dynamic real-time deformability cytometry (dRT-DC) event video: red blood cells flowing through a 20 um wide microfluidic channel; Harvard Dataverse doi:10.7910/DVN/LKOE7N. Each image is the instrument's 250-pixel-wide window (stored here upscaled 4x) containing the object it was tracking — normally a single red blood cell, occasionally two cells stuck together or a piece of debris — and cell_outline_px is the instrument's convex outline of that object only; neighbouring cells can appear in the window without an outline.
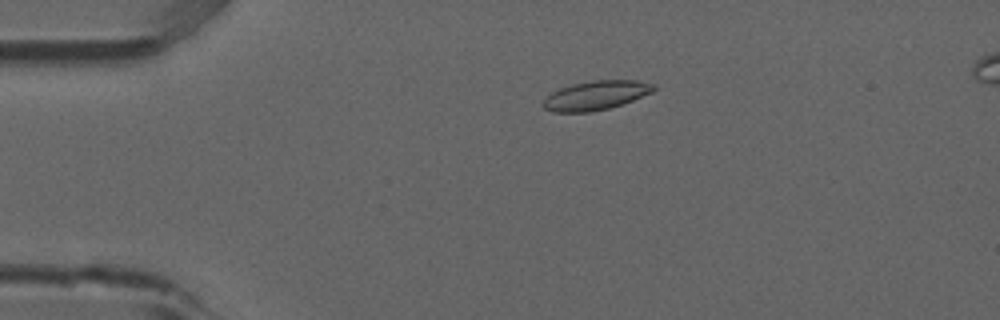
{"species": "common noctule bat (a hibernating species)", "species_latin": "Nyctalus noctula", "temperature_condition": "room temperature", "stored_images_in_passage": 54, "camera_frame_rate_fps": 3000, "um_per_image_px": 0.085, "animal": {"sex": "male", "forearm_length_mm": 52.5}, "frame": {"image": 1, "passage_image": 12, "time_ms": 3.667, "image_size_px": [1000, 320], "cell_outline_px": [[656, 88], [652, 92], [632, 100], [608, 108], [588, 112], [552, 112], [544, 108], [540, 104], [552, 92], [560, 88], [572, 84], [592, 80], [636, 80], [656, 84]], "centroid_in_image_um": [50.63, 8.1], "position_along_channel_um": 34.4, "area_um2": 18.67}}
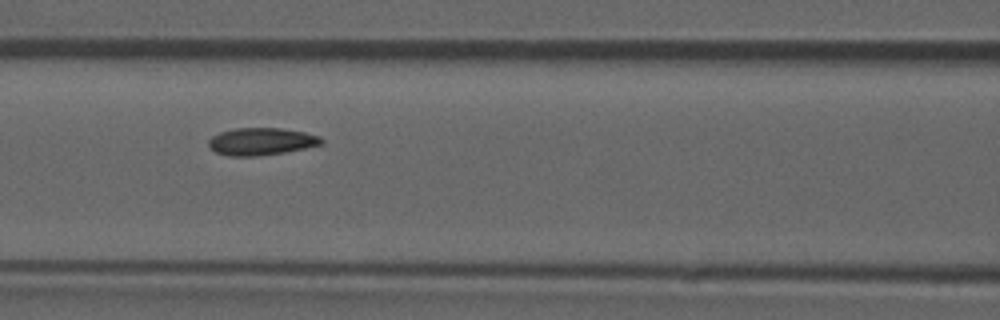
{"frame": {"image": 2, "passage_image": 24, "time_ms": 7.667, "image_size_px": [1000, 320], "cell_outline_px": [[324, 140], [320, 144], [304, 148], [284, 152], [256, 156], [228, 156], [216, 152], [208, 144], [208, 140], [212, 136], [220, 132], [236, 128], [280, 128], [304, 132], [320, 136]], "centroid_in_image_um": [22.19, 12.02], "position_along_channel_um": 144.4, "area_um2": 17.8}}
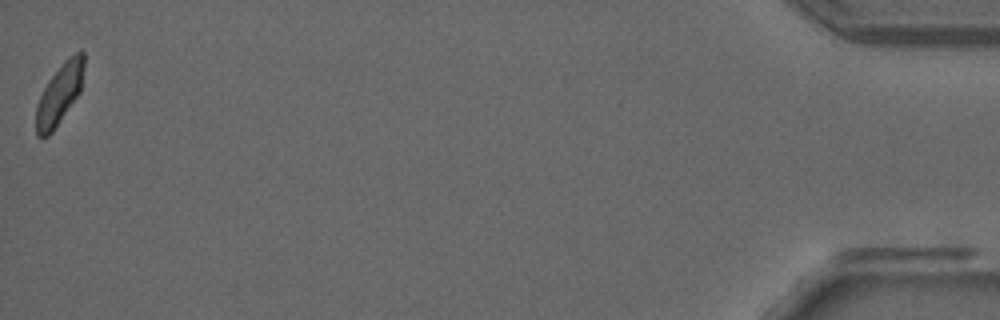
{"frame": {"image": 3, "passage_image": 54, "time_ms": 17.667, "image_size_px": [1000, 320], "cell_outline_px": [[84, 68], [80, 92], [52, 132], [48, 136], [36, 136], [36, 104], [48, 80], [64, 60], [68, 56], [76, 52], [84, 52]], "centroid_in_image_um": [5.05, 7.97], "position_along_channel_um": 430.1, "area_um2": 16.76}, "authors_computed_cell_mechanics": {"area_um2": 17.7735, "velocity_mm_per_s": 3.8477, "shape_relaxation_time_tau1_ms": 6.9666, "shape_relaxation_time_tau2_ms": null, "deformation_change_tau1": 0.1415, "deformation_change_tau2": null}}